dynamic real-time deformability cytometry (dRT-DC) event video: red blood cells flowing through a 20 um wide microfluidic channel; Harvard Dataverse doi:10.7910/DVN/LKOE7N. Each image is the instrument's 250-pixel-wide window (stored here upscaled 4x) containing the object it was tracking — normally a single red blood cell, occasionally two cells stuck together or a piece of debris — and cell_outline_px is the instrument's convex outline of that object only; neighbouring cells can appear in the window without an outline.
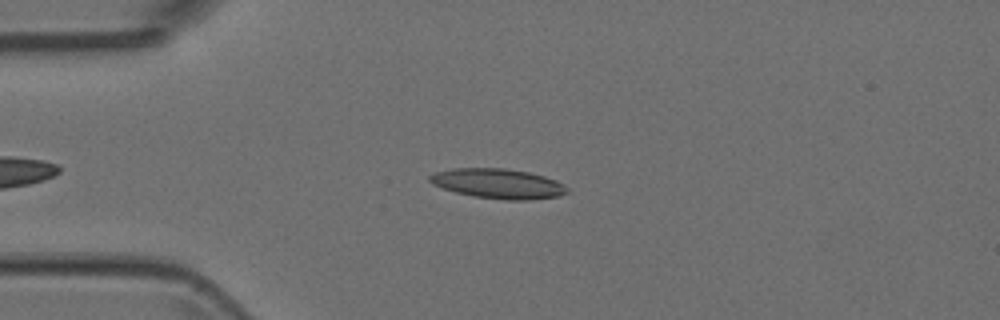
{"species": "Egyptian fruit bat (a non-hibernating species)", "species_latin": "Rousettus aegyptiacus", "temperature_condition": "room temperature", "stored_images_in_passage": 6, "camera_frame_rate_fps": 3000, "um_per_image_px": 0.085, "animal": {"sex": "female"}, "frame": {"image": 1, "passage_image": 2, "time_ms": 0.333, "image_size_px": [1000, 320], "cell_outline_px": [[568, 192], [560, 196], [528, 200], [504, 200], [472, 196], [456, 192], [432, 184], [428, 180], [428, 176], [436, 172], [452, 168], [504, 168], [528, 172], [544, 176], [556, 180], [568, 188]], "centroid_in_image_um": [42.34, 15.61], "position_along_channel_um": 42.7, "area_um2": 23.93}}
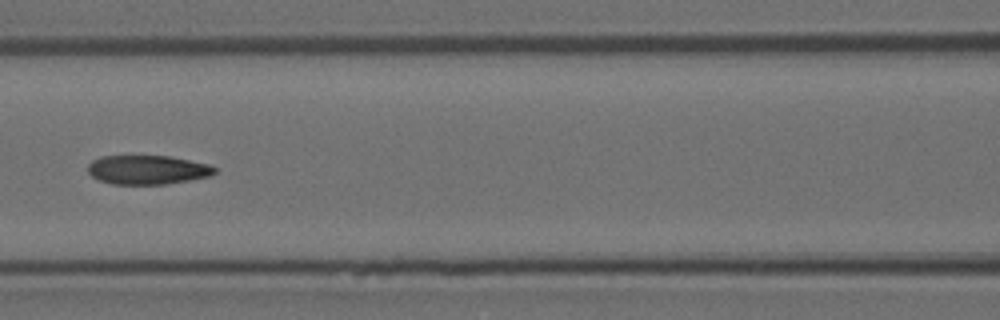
{"frame": {"image": 2, "passage_image": 5, "time_ms": 1.333, "image_size_px": [1000, 320], "cell_outline_px": [[216, 172], [212, 176], [168, 184], [112, 184], [100, 180], [92, 176], [88, 172], [88, 164], [92, 160], [100, 156], [168, 156], [208, 164], [216, 168]], "centroid_in_image_um": [12.54, 14.43], "position_along_channel_um": 154.1, "area_um2": 21.5}}
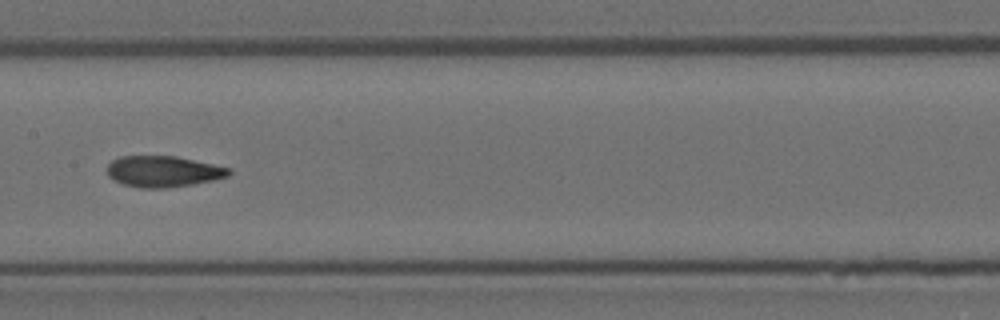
{"frame": {"image": 3, "passage_image": 6, "time_ms": 1.667, "image_size_px": [1000, 320], "cell_outline_px": [[232, 172], [228, 176], [212, 180], [192, 184], [168, 188], [140, 188], [120, 184], [108, 176], [108, 164], [112, 160], [120, 156], [176, 156], [232, 168]], "centroid_in_image_um": [13.87, 14.57], "position_along_channel_um": 193.5, "area_um2": 22.2}}